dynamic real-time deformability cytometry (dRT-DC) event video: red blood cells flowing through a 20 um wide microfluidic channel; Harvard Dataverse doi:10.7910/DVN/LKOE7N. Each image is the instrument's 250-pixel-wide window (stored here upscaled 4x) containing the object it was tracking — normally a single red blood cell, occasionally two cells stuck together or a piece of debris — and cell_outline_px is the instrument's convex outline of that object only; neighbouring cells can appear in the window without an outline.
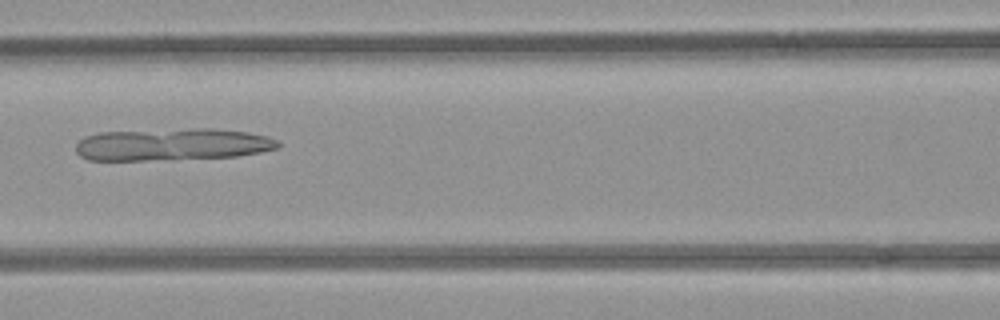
{"species": "common noctule bat (a hibernating species)", "species_latin": "Nyctalus noctula", "temperature_condition": "room temperature", "stored_images_in_passage": 35, "camera_frame_rate_fps": 3000, "um_per_image_px": 0.085, "animal": {"sex": "female", "body_mass_g": 21.9}, "frame": {"image": 1, "passage_image": 12, "time_ms": 3.667, "image_size_px": [1000, 320], "cell_outline_px": [[280, 148], [260, 152], [236, 156], [144, 160], [88, 160], [80, 156], [76, 152], [76, 144], [84, 136], [100, 132], [196, 128], [212, 128], [248, 132], [268, 136], [276, 140], [280, 144]], "centroid_in_image_um": [14.64, 12.27], "position_along_channel_um": 152.0, "area_um2": 37.92}}
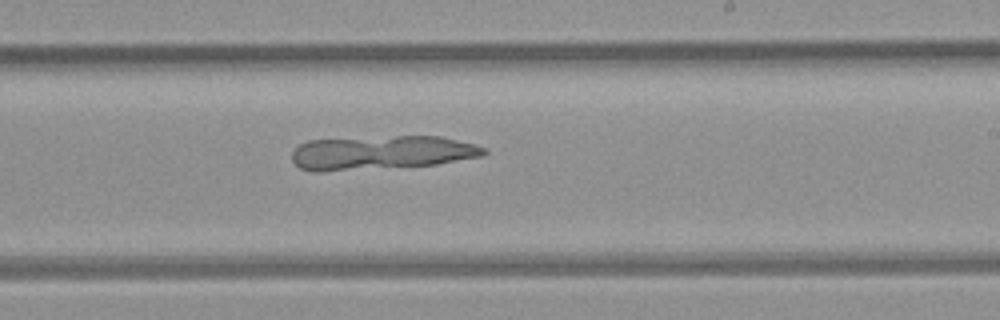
{"frame": {"image": 2, "passage_image": 20, "time_ms": 6.333, "image_size_px": [1000, 320], "cell_outline_px": [[488, 152], [484, 156], [436, 164], [324, 172], [312, 172], [300, 168], [292, 160], [292, 152], [300, 144], [308, 140], [396, 136], [440, 136], [476, 144], [488, 148]], "centroid_in_image_um": [32.45, 12.98], "position_along_channel_um": 256.6, "area_um2": 38.21}}
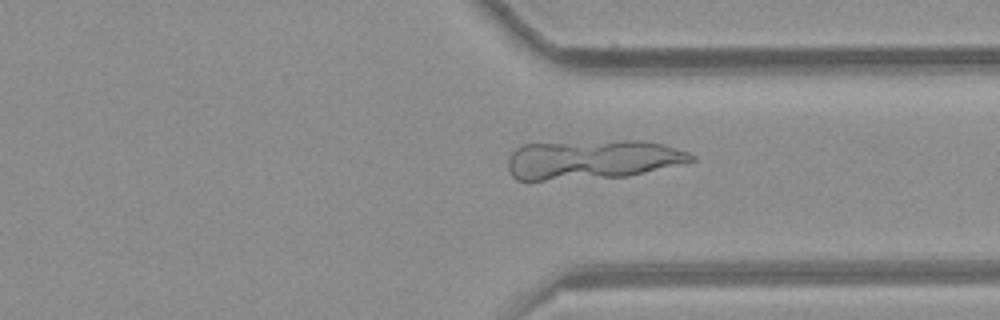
{"frame": {"image": 3, "passage_image": 28, "time_ms": 9.0, "image_size_px": [1000, 320], "cell_outline_px": [[696, 160], [628, 176], [544, 180], [516, 180], [512, 176], [508, 168], [508, 160], [512, 152], [520, 144], [624, 140], [640, 140], [664, 144], [688, 152], [696, 156]], "centroid_in_image_um": [50.33, 13.55], "position_along_channel_um": 361.1, "area_um2": 41.96}}